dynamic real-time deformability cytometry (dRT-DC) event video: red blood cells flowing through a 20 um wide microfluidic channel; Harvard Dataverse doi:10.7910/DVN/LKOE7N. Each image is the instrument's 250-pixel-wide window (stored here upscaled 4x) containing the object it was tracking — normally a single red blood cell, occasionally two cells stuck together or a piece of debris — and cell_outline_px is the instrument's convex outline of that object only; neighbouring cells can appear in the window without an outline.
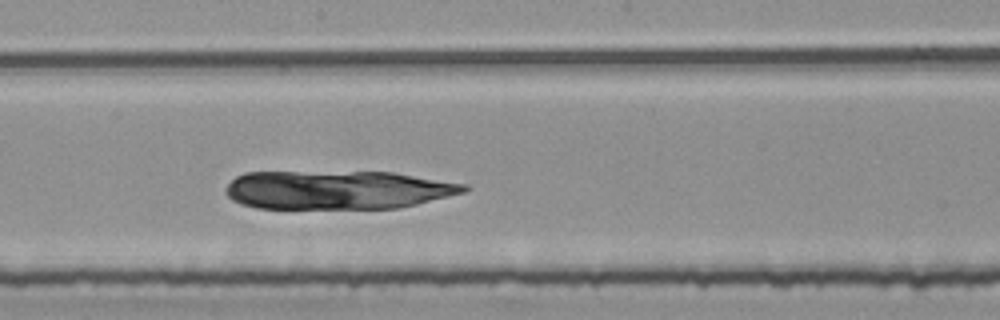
{"species": "common noctule bat (a hibernating species)", "species_latin": "Nyctalus noctula", "temperature_condition": "room temperature", "stored_images_in_passage": 44, "camera_frame_rate_fps": 3000, "um_per_image_px": 0.085, "animal": {"sex": "female", "body_mass_g": 25.1}, "frame": {"image": 1, "passage_image": 24, "time_ms": 7.667, "image_size_px": [1000, 320], "cell_outline_px": [[472, 188], [464, 192], [400, 208], [256, 208], [240, 204], [232, 200], [224, 192], [224, 188], [236, 176], [244, 172], [392, 172], [468, 184]], "centroid_in_image_um": [28.67, 16.13], "position_along_channel_um": 219.5, "area_um2": 53.81}}
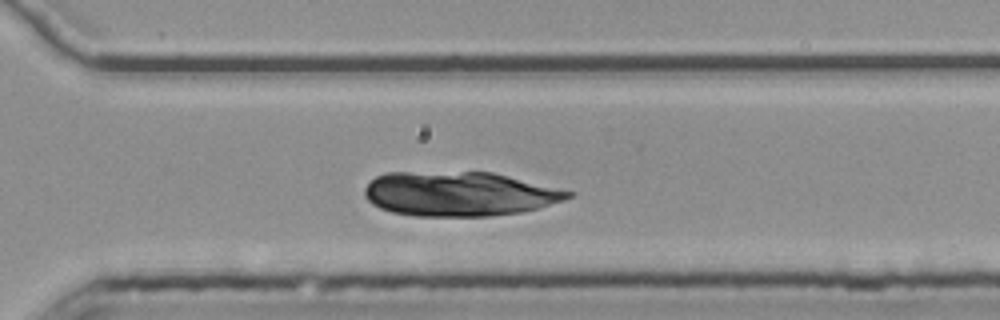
{"frame": {"image": 2, "passage_image": 33, "time_ms": 10.667, "image_size_px": [1000, 320], "cell_outline_px": [[576, 192], [572, 196], [564, 200], [536, 208], [520, 212], [492, 216], [416, 216], [392, 212], [380, 208], [372, 204], [364, 196], [364, 188], [376, 176], [388, 172], [492, 172]], "centroid_in_image_um": [39.02, 16.48], "position_along_channel_um": 331.6, "area_um2": 52.71}}
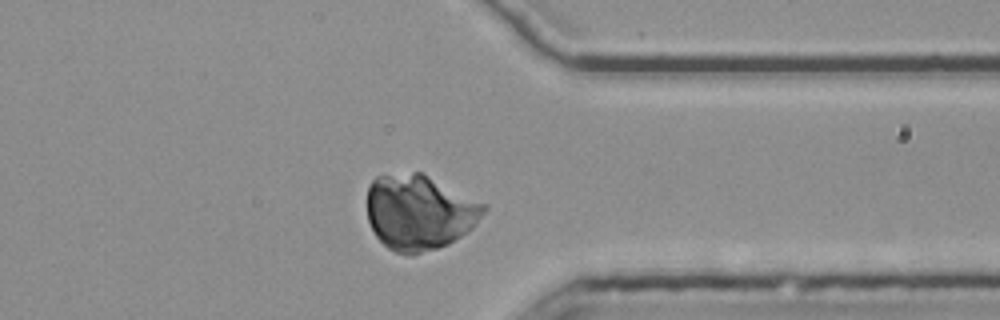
{"frame": {"image": 3, "passage_image": 37, "time_ms": 12.0, "image_size_px": [1000, 320], "cell_outline_px": [[488, 208], [476, 224], [468, 232], [448, 244], [412, 256], [408, 256], [396, 252], [388, 248], [376, 236], [368, 220], [368, 188], [372, 180], [376, 176], [412, 172], [420, 172], [488, 204]], "centroid_in_image_um": [35.67, 18.05], "position_along_channel_um": 375.7, "area_um2": 51.33}}